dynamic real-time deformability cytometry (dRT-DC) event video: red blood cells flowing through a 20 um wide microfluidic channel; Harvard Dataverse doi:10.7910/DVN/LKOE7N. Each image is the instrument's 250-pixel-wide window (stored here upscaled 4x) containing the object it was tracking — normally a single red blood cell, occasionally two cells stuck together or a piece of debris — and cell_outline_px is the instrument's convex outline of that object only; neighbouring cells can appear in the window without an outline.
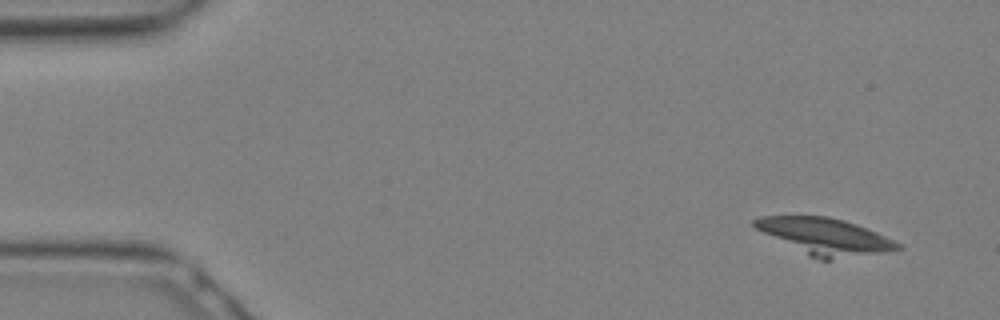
{"species": "Egyptian fruit bat (a non-hibernating species)", "species_latin": "Rousettus aegyptiacus", "temperature_condition": "warm", "stored_images_in_passage": 15, "camera_frame_rate_fps": 3000, "um_per_image_px": 0.085, "animal": {"sex": "female"}, "frame": {"image": 1, "passage_image": 1, "time_ms": 0.0, "image_size_px": [1000, 320], "cell_outline_px": [[904, 248], [880, 252], [828, 260], [820, 260], [808, 256], [756, 228], [752, 224], [752, 220], [760, 216], [828, 216], [844, 220], [856, 224], [876, 232], [900, 244]], "centroid_in_image_um": [70.09, 20.08], "position_along_channel_um": 14.9, "area_um2": 29.88}}
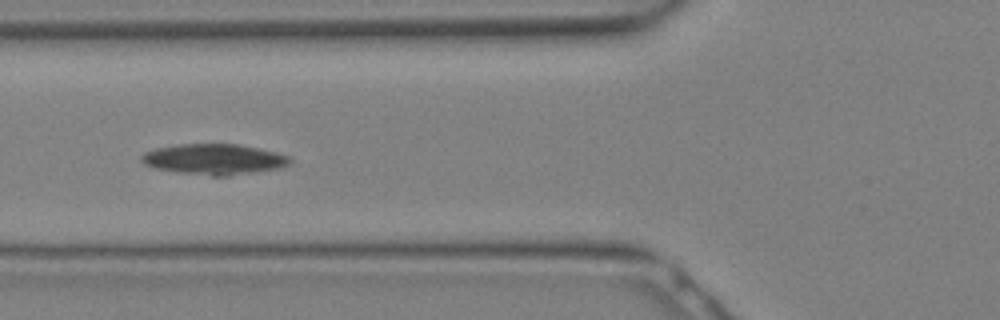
{"frame": {"image": 2, "passage_image": 10, "time_ms": 3.0, "image_size_px": [1000, 320], "cell_outline_px": [[292, 164], [280, 168], [228, 176], [212, 176], [176, 172], [156, 168], [144, 164], [140, 160], [140, 156], [144, 152], [156, 148], [176, 144], [240, 144], [276, 152], [288, 156], [292, 160]], "centroid_in_image_um": [18.2, 13.54], "position_along_channel_um": 107.6, "area_um2": 26.7}}
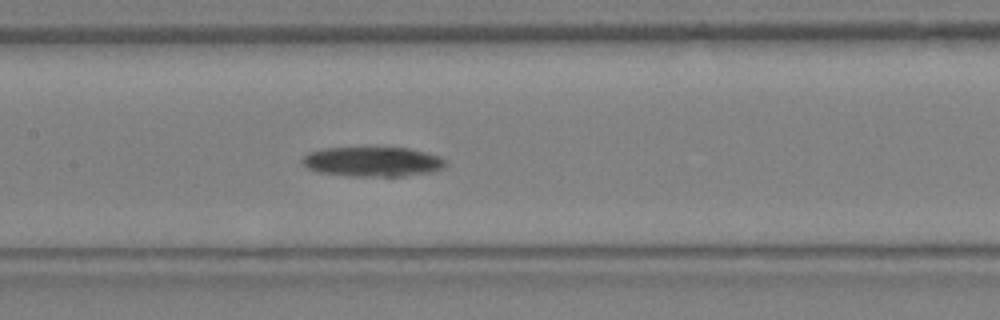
{"frame": {"image": 3, "passage_image": 13, "time_ms": 4.0, "image_size_px": [1000, 320], "cell_outline_px": [[448, 164], [444, 168], [428, 172], [404, 176], [348, 176], [316, 172], [308, 168], [300, 160], [308, 152], [320, 148], [408, 148], [428, 152], [440, 156]], "centroid_in_image_um": [31.66, 13.74], "position_along_channel_um": 175.7, "area_um2": 24.97}}